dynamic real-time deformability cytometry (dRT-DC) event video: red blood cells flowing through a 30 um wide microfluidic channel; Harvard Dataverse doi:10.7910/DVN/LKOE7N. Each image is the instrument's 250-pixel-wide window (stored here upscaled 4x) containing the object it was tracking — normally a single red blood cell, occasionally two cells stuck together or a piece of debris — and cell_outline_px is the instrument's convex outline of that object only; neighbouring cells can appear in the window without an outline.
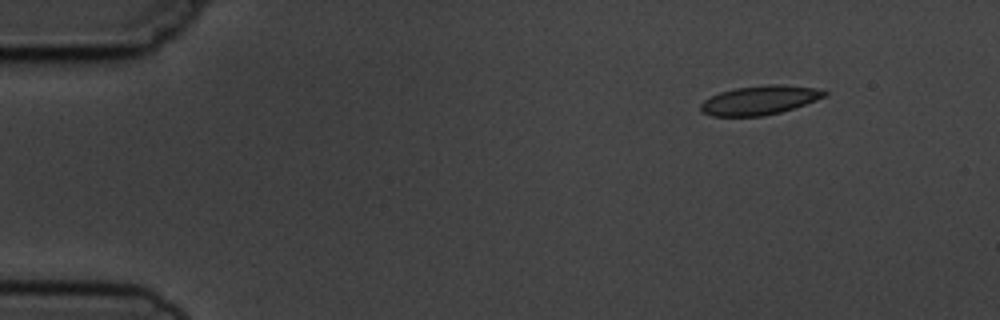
{"species": "common noctule bat (a hibernating species)", "species_latin": "Nyctalus noctula", "temperature_condition": "cold", "stored_images_in_passage": 9, "camera_frame_rate_fps": 3000, "um_per_image_px": 0.085, "animal": {"sex": "male", "body_mass_g": 19.5, "forearm_length_mm": 54.6}, "frame": {"image": 1, "passage_image": 1, "time_ms": 0.0, "image_size_px": [1000, 320], "cell_outline_px": [[828, 96], [780, 112], [764, 116], [712, 116], [700, 112], [700, 104], [704, 100], [720, 92], [736, 88], [768, 84], [784, 84], [816, 88], [828, 92]], "centroid_in_image_um": [64.57, 8.51], "position_along_channel_um": 20.4, "area_um2": 20.98}}
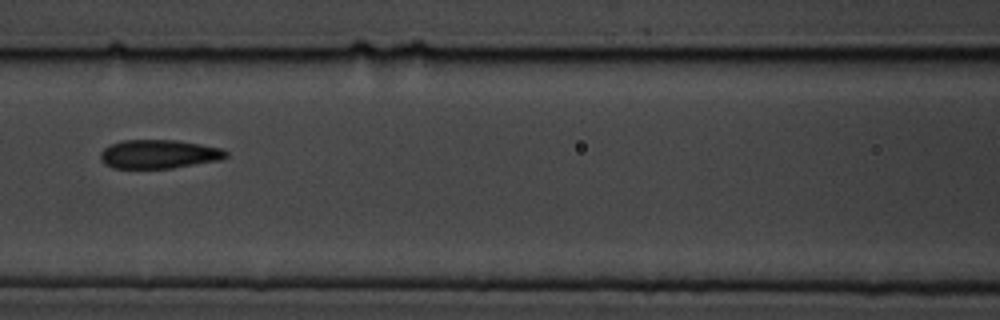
{"frame": {"image": 2, "passage_image": 6, "time_ms": 6.0, "image_size_px": [1000, 320], "cell_outline_px": [[228, 156], [220, 160], [172, 168], [112, 168], [104, 164], [100, 160], [100, 152], [104, 148], [112, 144], [124, 140], [176, 140], [224, 148], [228, 152]], "centroid_in_image_um": [13.51, 13.1], "position_along_channel_um": 153.1, "area_um2": 21.15}}
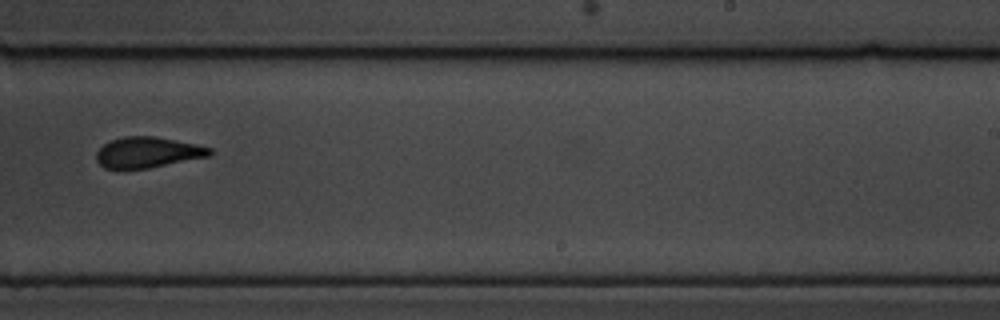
{"frame": {"image": 3, "passage_image": 9, "time_ms": 9.333, "image_size_px": [1000, 320], "cell_outline_px": [[212, 156], [148, 168], [104, 168], [96, 160], [96, 152], [108, 140], [124, 136], [156, 136], [196, 144], [212, 148]], "centroid_in_image_um": [12.57, 12.94], "position_along_channel_um": 276.4, "area_um2": 20.4}}